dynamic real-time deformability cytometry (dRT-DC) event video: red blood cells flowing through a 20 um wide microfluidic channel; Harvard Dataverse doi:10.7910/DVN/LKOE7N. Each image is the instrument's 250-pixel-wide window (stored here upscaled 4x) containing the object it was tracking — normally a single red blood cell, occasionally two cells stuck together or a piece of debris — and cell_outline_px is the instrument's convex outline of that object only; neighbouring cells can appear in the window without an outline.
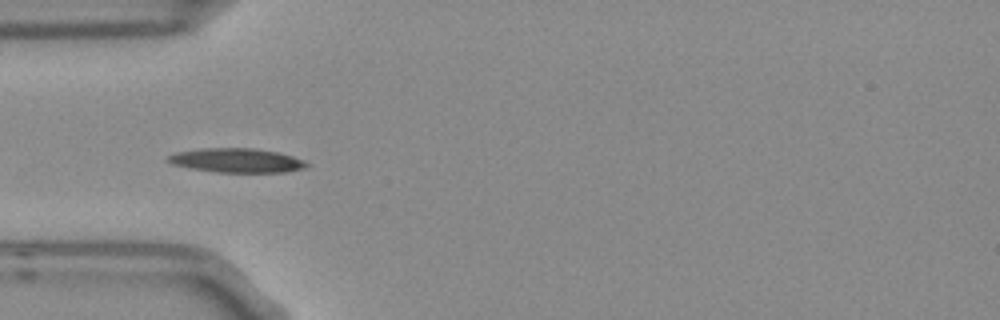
{"species": "Egyptian fruit bat (a non-hibernating species)", "species_latin": "Rousettus aegyptiacus", "temperature_condition": "room temperature", "stored_images_in_passage": 9, "camera_frame_rate_fps": 3000, "um_per_image_px": 0.085, "frame": {"image": 1, "passage_image": 4, "time_ms": 1.0, "image_size_px": [1000, 320], "cell_outline_px": [[308, 164], [304, 168], [284, 172], [216, 172], [188, 168], [172, 164], [164, 160], [168, 156], [176, 152], [204, 148], [252, 148], [280, 152], [304, 160]], "centroid_in_image_um": [20.08, 13.63], "position_along_channel_um": 64.9, "area_um2": 19.59}}
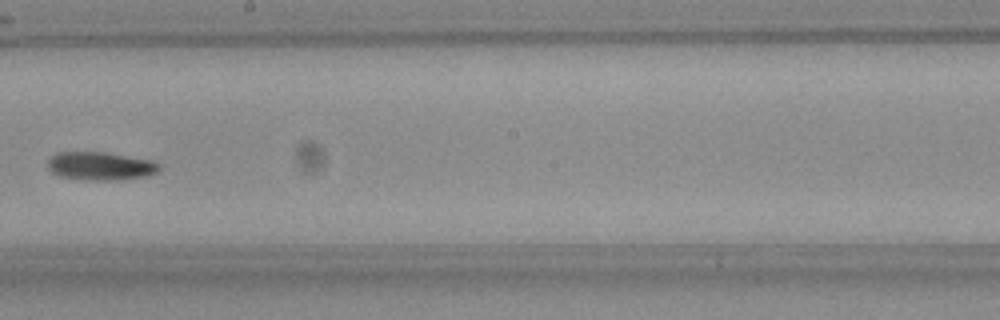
{"frame": {"image": 2, "passage_image": 8, "time_ms": 2.333, "image_size_px": [1000, 320], "cell_outline_px": [[160, 168], [156, 172], [148, 176], [116, 180], [80, 180], [60, 176], [52, 172], [48, 168], [48, 160], [56, 152], [104, 152], [152, 160], [160, 164]], "centroid_in_image_um": [8.53, 14.12], "position_along_channel_um": 239.7, "area_um2": 18.44}}
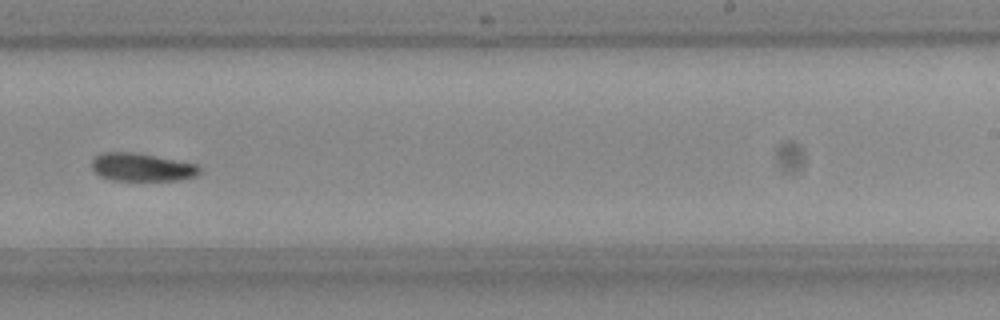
{"frame": {"image": 3, "passage_image": 9, "time_ms": 2.667, "image_size_px": [1000, 320], "cell_outline_px": [[200, 172], [196, 176], [180, 180], [112, 180], [100, 176], [92, 168], [92, 160], [96, 156], [104, 152], [136, 152], [196, 164], [200, 168]], "centroid_in_image_um": [12.05, 14.21], "position_along_channel_um": 276.9, "area_um2": 17.51}}